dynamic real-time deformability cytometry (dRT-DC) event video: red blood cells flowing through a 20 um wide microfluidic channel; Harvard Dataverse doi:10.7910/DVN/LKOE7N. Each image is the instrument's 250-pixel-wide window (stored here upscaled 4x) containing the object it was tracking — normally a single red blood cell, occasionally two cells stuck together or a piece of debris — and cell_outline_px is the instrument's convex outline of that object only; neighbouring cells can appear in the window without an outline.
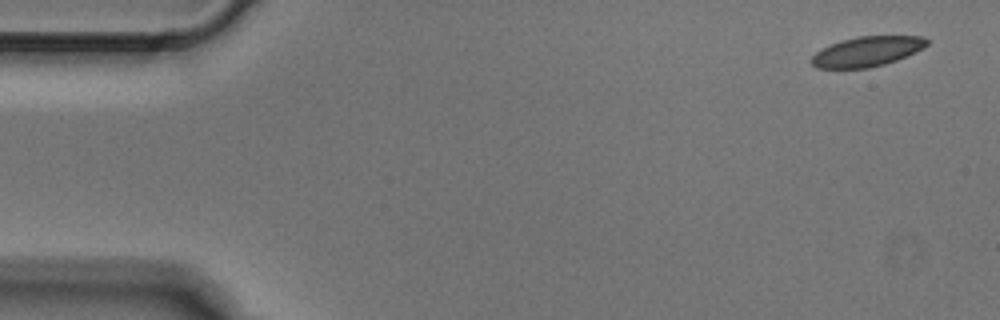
{"species": "Egyptian fruit bat (a non-hibernating species)", "species_latin": "Rousettus aegyptiacus", "temperature_condition": "cold", "stored_images_in_passage": 4, "camera_frame_rate_fps": 3000, "um_per_image_px": 0.085, "animal": {"sex": "male"}, "frame": {"image": 1, "passage_image": 1, "time_ms": 0.0, "image_size_px": [1000, 320], "cell_outline_px": [[928, 44], [924, 48], [916, 52], [896, 60], [884, 64], [868, 68], [816, 68], [808, 60], [816, 52], [840, 40], [860, 36], [924, 36], [928, 40]], "centroid_in_image_um": [73.7, 4.38], "position_along_channel_um": 11.3, "area_um2": 20.11}}
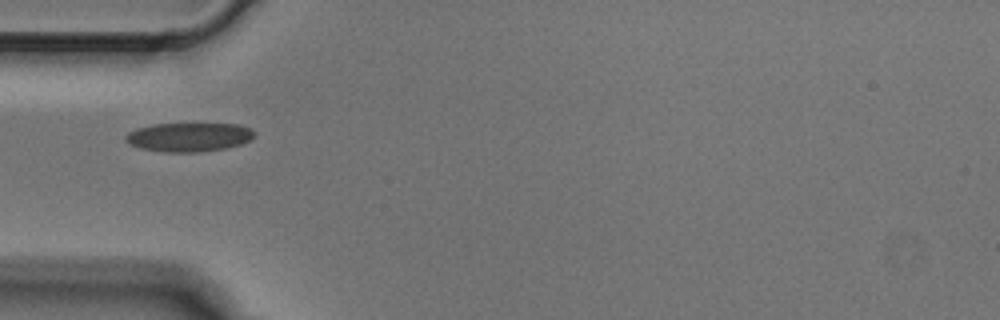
{"frame": {"image": 2, "passage_image": 4, "time_ms": 1.0, "image_size_px": [1000, 320], "cell_outline_px": [[256, 132], [252, 140], [240, 144], [224, 148], [200, 152], [164, 152], [140, 148], [128, 144], [124, 140], [124, 136], [128, 132], [136, 128], [152, 124], [236, 124], [252, 128]], "centroid_in_image_um": [16.04, 11.65], "position_along_channel_um": 69.0, "area_um2": 21.91}}